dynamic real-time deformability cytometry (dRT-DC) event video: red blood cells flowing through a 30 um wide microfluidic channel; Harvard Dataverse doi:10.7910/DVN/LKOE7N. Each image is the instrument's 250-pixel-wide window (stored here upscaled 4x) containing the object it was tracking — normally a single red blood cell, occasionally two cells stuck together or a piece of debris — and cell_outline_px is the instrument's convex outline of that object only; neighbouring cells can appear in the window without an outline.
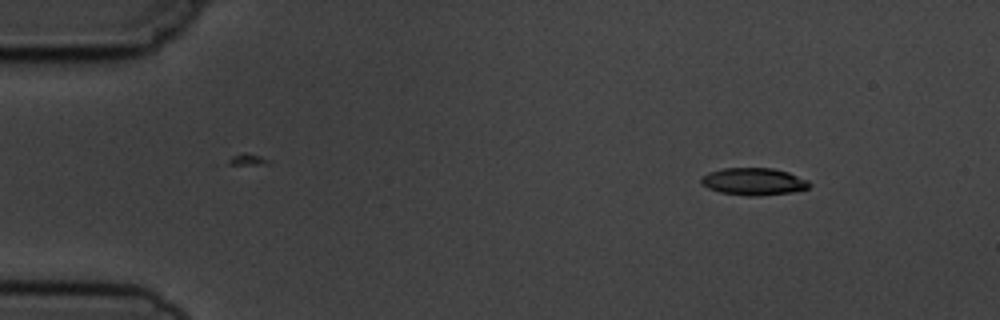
{"species": "common noctule bat (a hibernating species)", "species_latin": "Nyctalus noctula", "temperature_condition": "cold", "stored_images_in_passage": 5, "camera_frame_rate_fps": 3000, "um_per_image_px": 0.085, "animal": {"sex": "male", "body_mass_g": 19.5, "forearm_length_mm": 54.6}, "frame": {"image": 1, "passage_image": 1, "time_ms": 0.0, "image_size_px": [1000, 320], "cell_outline_px": [[812, 184], [808, 188], [792, 192], [760, 196], [748, 196], [720, 192], [708, 188], [700, 184], [700, 176], [708, 172], [724, 168], [772, 168], [788, 172], [808, 180]], "centroid_in_image_um": [64.04, 15.43], "position_along_channel_um": 21.0, "area_um2": 17.34}}
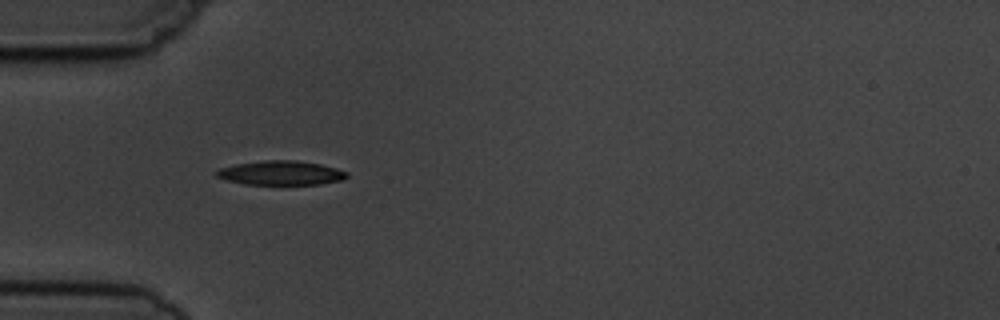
{"frame": {"image": 2, "passage_image": 4, "time_ms": 3.333, "image_size_px": [1000, 320], "cell_outline_px": [[348, 176], [344, 180], [320, 184], [244, 184], [228, 180], [216, 176], [212, 172], [220, 168], [236, 164], [264, 160], [296, 160], [320, 164], [336, 168], [348, 172]], "centroid_in_image_um": [23.88, 14.69], "position_along_channel_um": 61.1, "area_um2": 18.44}}
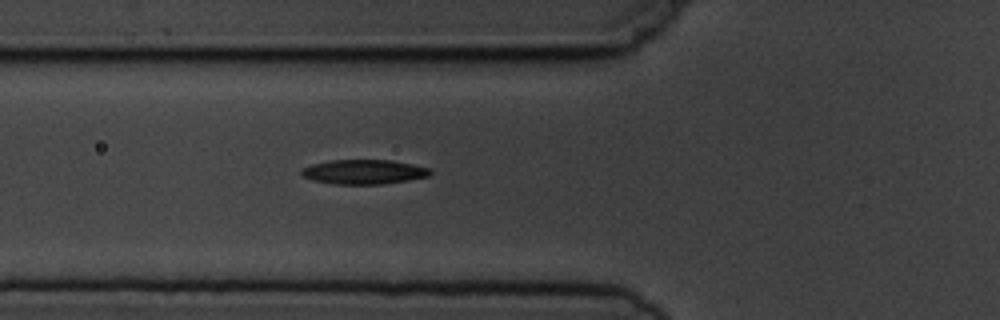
{"frame": {"image": 3, "passage_image": 5, "time_ms": 4.333, "image_size_px": [1000, 320], "cell_outline_px": [[432, 172], [428, 176], [408, 180], [380, 184], [332, 184], [312, 180], [304, 176], [300, 172], [300, 168], [312, 164], [328, 160], [392, 160], [412, 164], [428, 168]], "centroid_in_image_um": [30.88, 14.6], "position_along_channel_um": 94.9, "area_um2": 18.38}}